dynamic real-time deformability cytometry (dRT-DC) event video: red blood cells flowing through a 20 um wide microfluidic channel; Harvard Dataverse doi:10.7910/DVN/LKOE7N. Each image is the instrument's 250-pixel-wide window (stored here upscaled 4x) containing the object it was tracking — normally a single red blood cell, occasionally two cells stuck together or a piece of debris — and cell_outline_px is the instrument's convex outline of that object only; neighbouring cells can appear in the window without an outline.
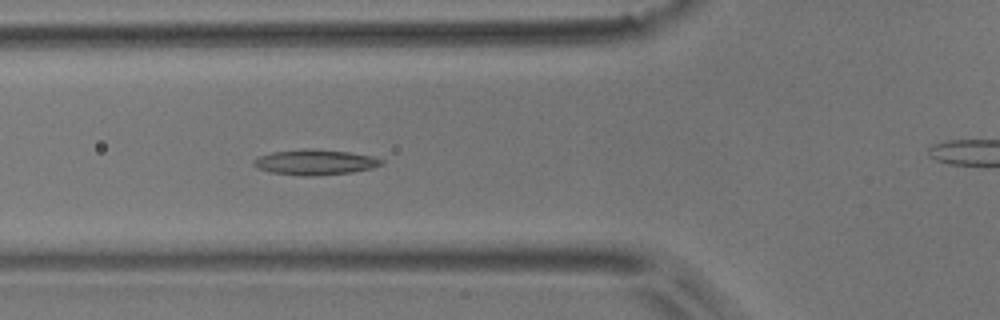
{"species": "common noctule bat (a hibernating species)", "species_latin": "Nyctalus noctula", "temperature_condition": "room temperature", "stored_images_in_passage": 7, "camera_frame_rate_fps": 3000, "um_per_image_px": 0.085, "animal": {"sex": "male", "body_mass_g": 17.9}, "frame": {"image": 1, "passage_image": 6, "time_ms": 1.667, "image_size_px": [1000, 320], "cell_outline_px": [[384, 164], [372, 168], [352, 172], [312, 176], [304, 176], [272, 172], [260, 168], [252, 164], [252, 160], [260, 156], [272, 152], [304, 148], [308, 148], [348, 152], [372, 156], [384, 160]], "centroid_in_image_um": [26.8, 13.78], "position_along_channel_um": 99.0, "area_um2": 18.79}}